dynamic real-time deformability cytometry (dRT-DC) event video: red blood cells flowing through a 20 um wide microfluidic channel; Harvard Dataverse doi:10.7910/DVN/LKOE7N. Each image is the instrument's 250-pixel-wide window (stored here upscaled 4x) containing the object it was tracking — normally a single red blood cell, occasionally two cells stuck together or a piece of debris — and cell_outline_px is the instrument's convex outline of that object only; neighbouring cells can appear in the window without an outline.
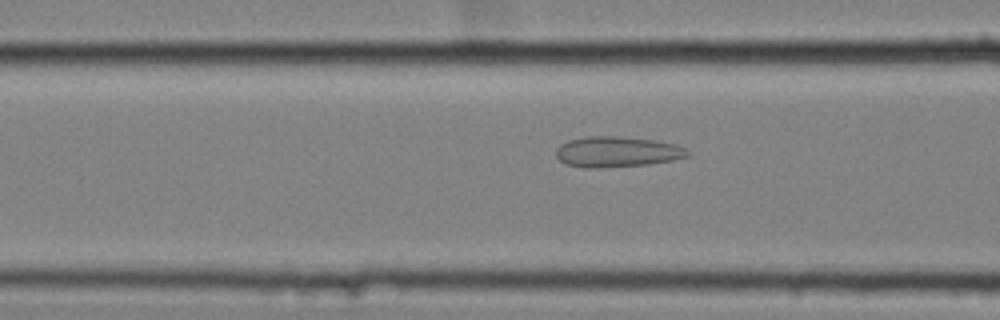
{"species": "common noctule bat (a hibernating species)", "species_latin": "Nyctalus noctula", "temperature_condition": "cold", "stored_images_in_passage": 50, "camera_frame_rate_fps": 3000, "um_per_image_px": 0.085, "animal": {"sex": "female", "body_mass_g": 25.1}, "frame": {"image": 1, "passage_image": 16, "time_ms": 5.0, "image_size_px": [1000, 320], "cell_outline_px": [[692, 156], [672, 160], [648, 164], [600, 168], [584, 168], [564, 164], [556, 156], [556, 148], [560, 144], [568, 140], [584, 136], [620, 136], [656, 140], [676, 144], [692, 152]], "centroid_in_image_um": [52.45, 12.9], "position_along_channel_um": 114.1, "area_um2": 23.87}}
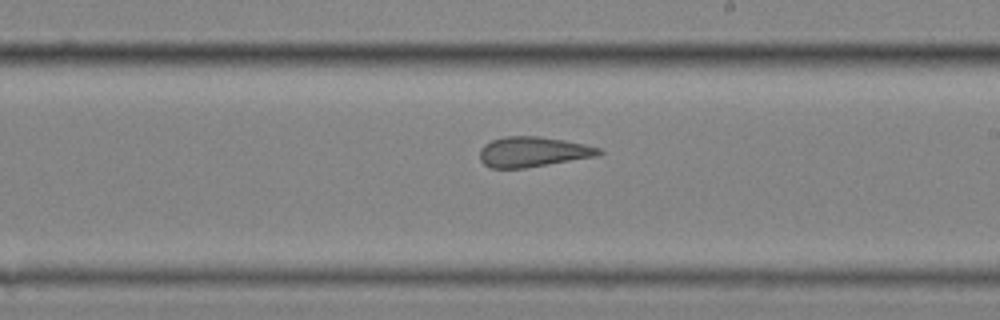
{"frame": {"image": 2, "passage_image": 27, "time_ms": 8.667, "image_size_px": [1000, 320], "cell_outline_px": [[604, 152], [596, 156], [524, 168], [492, 168], [484, 164], [480, 160], [480, 148], [484, 144], [492, 140], [504, 136], [540, 136], [564, 140], [584, 144], [600, 148]], "centroid_in_image_um": [45.27, 12.9], "position_along_channel_um": 243.7, "area_um2": 20.87}}
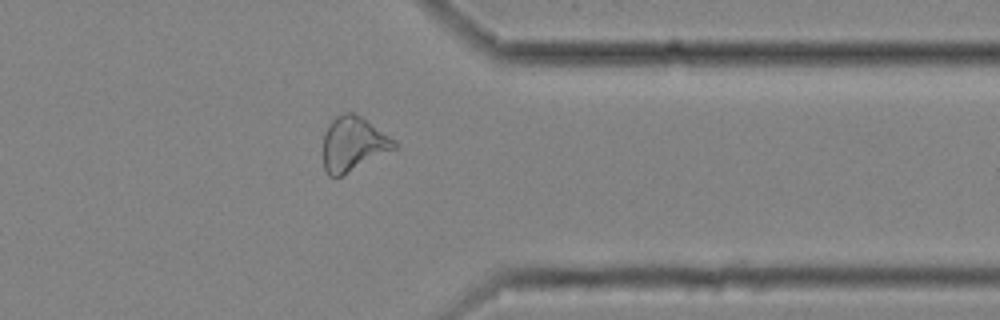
{"frame": {"image": 3, "passage_image": 39, "time_ms": 12.667, "image_size_px": [1000, 320], "cell_outline_px": [[400, 148], [340, 176], [328, 176], [324, 168], [324, 132], [328, 124], [336, 116], [344, 112], [352, 112], [360, 116], [396, 140]], "centroid_in_image_um": [30.06, 12.23], "position_along_channel_um": 381.3, "area_um2": 22.72}, "authors_computed_cell_mechanics": {"area_um2": 23.2645, "velocity_mm_per_s": 3.5372, "shape_relaxation_time_tau1_ms": null, "shape_relaxation_time_tau2_ms": 1.6397, "deformation_change_tau1": null, "deformation_change_tau2": 0.1173}}